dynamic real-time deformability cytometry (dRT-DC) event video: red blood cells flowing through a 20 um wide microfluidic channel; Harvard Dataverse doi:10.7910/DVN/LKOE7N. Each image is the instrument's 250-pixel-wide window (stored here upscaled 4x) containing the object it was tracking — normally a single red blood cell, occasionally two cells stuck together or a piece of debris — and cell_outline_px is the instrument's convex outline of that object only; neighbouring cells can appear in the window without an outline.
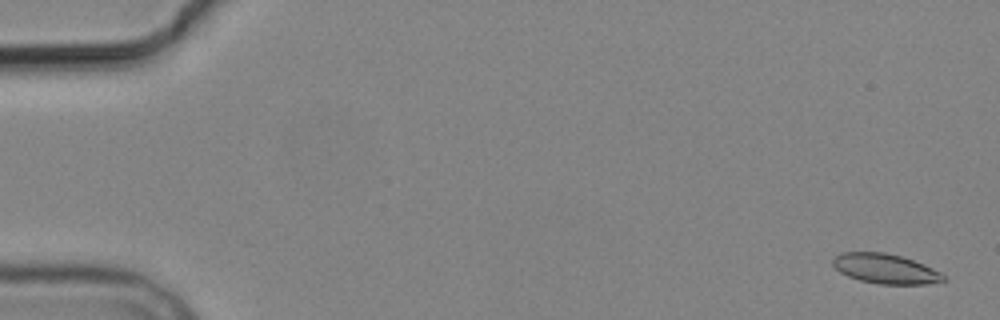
{"species": "common noctule bat (a hibernating species)", "species_latin": "Nyctalus noctula", "temperature_condition": "cold", "stored_images_in_passage": 5, "camera_frame_rate_fps": 3000, "um_per_image_px": 0.085, "animal": {"sex": "male", "body_mass_g": 19.2, "forearm_length_mm": 51.8}, "frame": {"image": 1, "passage_image": 1, "time_ms": 0.0, "image_size_px": [1000, 320], "cell_outline_px": [[948, 280], [928, 284], [880, 284], [860, 280], [848, 276], [840, 272], [832, 264], [832, 260], [840, 252], [884, 252], [900, 256], [924, 264], [940, 272]], "centroid_in_image_um": [75.26, 22.84], "position_along_channel_um": 9.7, "area_um2": 19.13}}
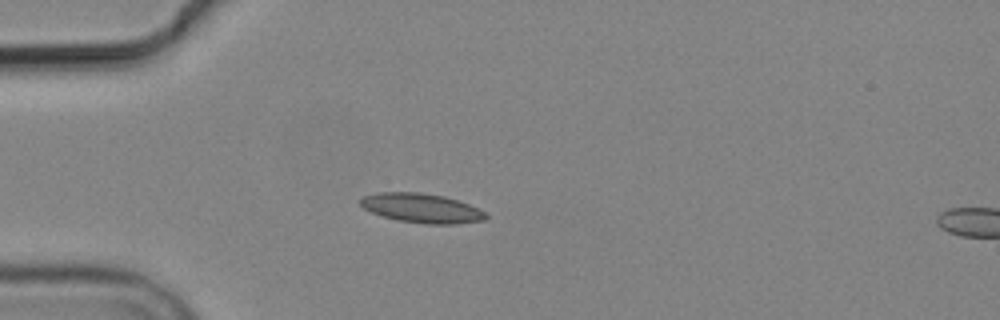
{"frame": {"image": 2, "passage_image": 4, "time_ms": 4.667, "image_size_px": [1000, 320], "cell_outline_px": [[488, 216], [484, 220], [456, 224], [428, 224], [400, 220], [384, 216], [372, 212], [364, 208], [360, 204], [360, 200], [364, 196], [376, 192], [420, 192], [444, 196], [468, 204], [484, 212]], "centroid_in_image_um": [35.83, 17.68], "position_along_channel_um": 49.2, "area_um2": 21.15}}